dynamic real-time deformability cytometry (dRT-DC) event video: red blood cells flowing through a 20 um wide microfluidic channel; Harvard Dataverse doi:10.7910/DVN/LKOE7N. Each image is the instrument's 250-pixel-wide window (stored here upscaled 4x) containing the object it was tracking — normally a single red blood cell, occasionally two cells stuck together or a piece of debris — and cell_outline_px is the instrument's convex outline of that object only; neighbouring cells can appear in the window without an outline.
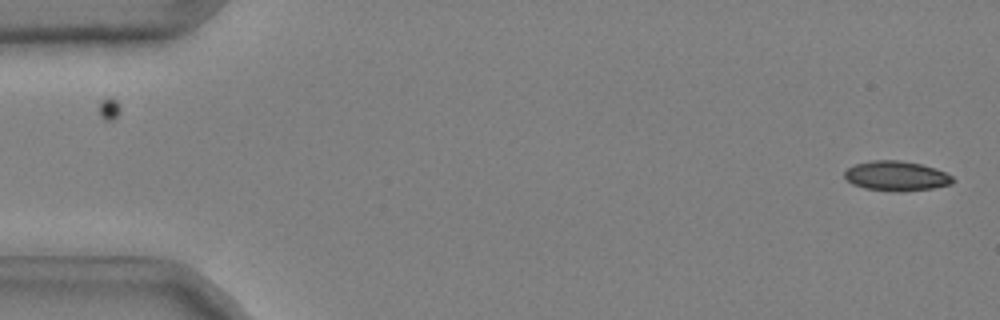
{"species": "common noctule bat (a hibernating species)", "species_latin": "Nyctalus noctula", "temperature_condition": "cold", "stored_images_in_passage": 51, "camera_frame_rate_fps": 3000, "um_per_image_px": 0.085, "animal": {"sex": "male", "body_mass_g": 20.4}, "frame": {"image": 1, "passage_image": 1, "time_ms": 0.0, "image_size_px": [1000, 320], "cell_outline_px": [[956, 180], [952, 184], [932, 188], [904, 192], [896, 192], [864, 188], [852, 184], [844, 176], [844, 172], [848, 168], [856, 164], [872, 160], [900, 160], [920, 164], [936, 168], [952, 176]], "centroid_in_image_um": [76.21, 14.96], "position_along_channel_um": 8.8, "area_um2": 18.9}}
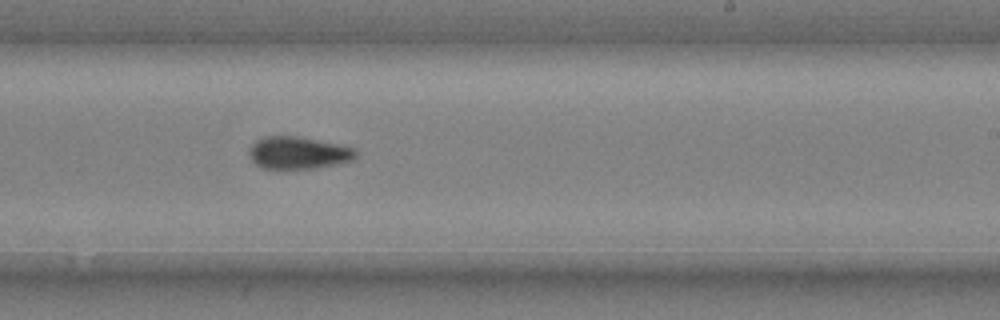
{"frame": {"image": 2, "passage_image": 32, "time_ms": 10.333, "image_size_px": [1000, 320], "cell_outline_px": [[356, 156], [352, 160], [336, 164], [316, 168], [264, 168], [256, 164], [248, 156], [248, 148], [256, 140], [264, 136], [300, 136], [340, 144], [356, 148]], "centroid_in_image_um": [25.34, 12.97], "position_along_channel_um": 263.7, "area_um2": 20.23}}
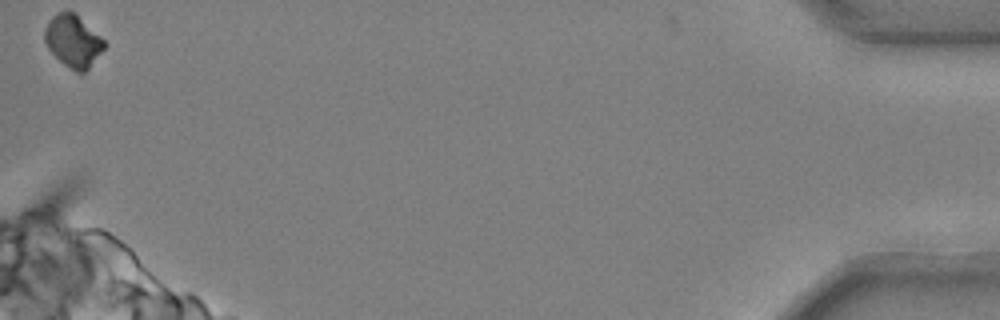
{"frame": {"image": 3, "passage_image": 51, "time_ms": 16.667, "image_size_px": [1000, 320], "cell_outline_px": [[108, 44], [88, 68], [84, 72], [76, 72], [64, 64], [48, 48], [44, 40], [44, 28], [48, 20], [56, 12], [76, 12]], "centroid_in_image_um": [6.21, 3.45], "position_along_channel_um": 429.0, "area_um2": 18.09}, "authors_computed_cell_mechanics": {"area_um2": 19.652, "velocity_mm_per_s": 3.7213, "shape_relaxation_time_tau1_ms": 5.5655, "shape_relaxation_time_tau2_ms": 8.5496, "deformation_change_tau1": 0.1133, "deformation_change_tau2": 0.1066}}